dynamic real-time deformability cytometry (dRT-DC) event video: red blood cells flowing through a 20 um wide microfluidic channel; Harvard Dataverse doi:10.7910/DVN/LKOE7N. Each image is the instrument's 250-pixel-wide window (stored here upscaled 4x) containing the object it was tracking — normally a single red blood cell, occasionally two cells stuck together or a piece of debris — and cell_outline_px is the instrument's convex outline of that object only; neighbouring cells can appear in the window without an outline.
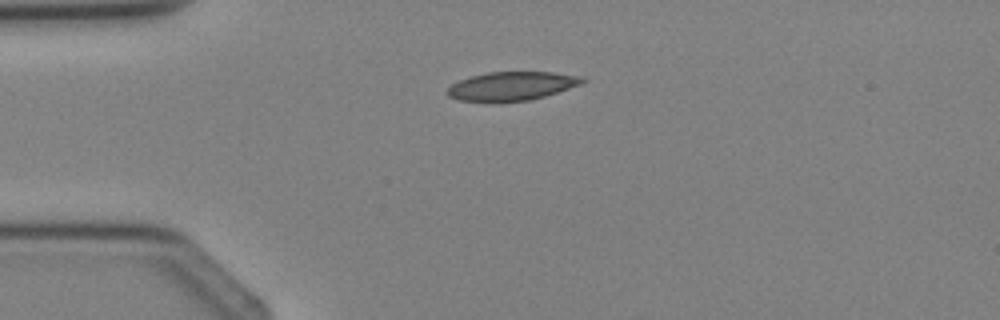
{"species": "Egyptian fruit bat (a non-hibernating species)", "species_latin": "Rousettus aegyptiacus", "temperature_condition": "cold", "stored_images_in_passage": 4, "camera_frame_rate_fps": 3000, "um_per_image_px": 0.085, "animal": {"sex": "female"}, "frame": {"image": 1, "passage_image": 4, "time_ms": 4.333, "image_size_px": [1000, 320], "cell_outline_px": [[588, 80], [580, 84], [544, 96], [528, 100], [496, 104], [492, 104], [460, 100], [448, 96], [444, 92], [452, 84], [460, 80], [472, 76], [488, 72], [552, 72], [584, 76]], "centroid_in_image_um": [43.45, 7.34], "position_along_channel_um": 41.5, "area_um2": 23.06}}